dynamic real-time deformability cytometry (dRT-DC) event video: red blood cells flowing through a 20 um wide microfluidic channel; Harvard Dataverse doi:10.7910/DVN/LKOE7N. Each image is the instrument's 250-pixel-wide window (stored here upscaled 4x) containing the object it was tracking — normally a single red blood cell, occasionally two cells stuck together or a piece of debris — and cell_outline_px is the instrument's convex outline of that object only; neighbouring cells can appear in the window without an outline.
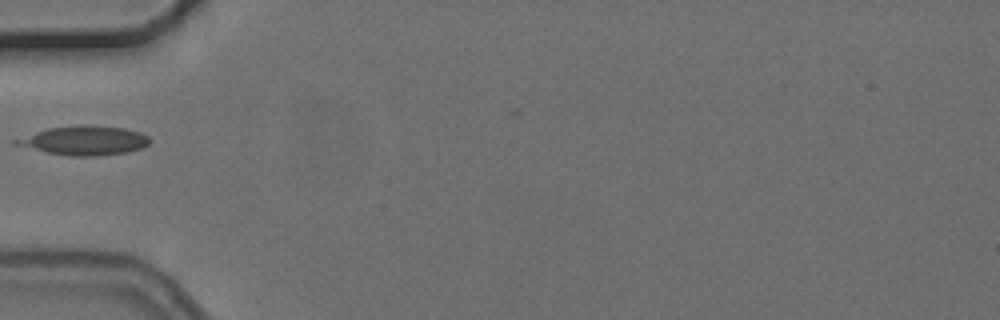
{"species": "common noctule bat (a hibernating species)", "species_latin": "Nyctalus noctula", "temperature_condition": "cold", "stored_images_in_passage": 2, "camera_frame_rate_fps": 3000, "um_per_image_px": 0.085, "animal": {"sex": "female", "body_mass_g": 24.6, "forearm_length_mm": 56.2}, "frame": {"image": 1, "passage_image": 1, "time_ms": 0.0, "image_size_px": [1000, 320], "cell_outline_px": [[148, 144], [144, 148], [128, 152], [100, 156], [68, 156], [48, 152], [12, 144], [12, 140], [48, 128], [80, 124], [124, 128], [140, 132], [148, 136]], "centroid_in_image_um": [7.17, 11.94], "position_along_channel_um": 77.8, "area_um2": 22.72}}